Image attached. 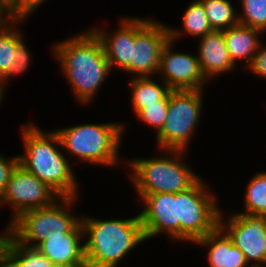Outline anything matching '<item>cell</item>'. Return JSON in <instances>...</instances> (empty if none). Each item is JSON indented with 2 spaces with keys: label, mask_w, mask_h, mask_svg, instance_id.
Segmentation results:
<instances>
[{
  "label": "cell",
  "mask_w": 266,
  "mask_h": 267,
  "mask_svg": "<svg viewBox=\"0 0 266 267\" xmlns=\"http://www.w3.org/2000/svg\"><path fill=\"white\" fill-rule=\"evenodd\" d=\"M200 38L197 57L207 80L209 77L229 72L236 66L229 55L222 31L213 30Z\"/></svg>",
  "instance_id": "cell-17"
},
{
  "label": "cell",
  "mask_w": 266,
  "mask_h": 267,
  "mask_svg": "<svg viewBox=\"0 0 266 267\" xmlns=\"http://www.w3.org/2000/svg\"><path fill=\"white\" fill-rule=\"evenodd\" d=\"M182 19L183 32H187L189 35H193V37H203L213 31L206 16L203 4L199 0H194L187 7L183 13Z\"/></svg>",
  "instance_id": "cell-24"
},
{
  "label": "cell",
  "mask_w": 266,
  "mask_h": 267,
  "mask_svg": "<svg viewBox=\"0 0 266 267\" xmlns=\"http://www.w3.org/2000/svg\"><path fill=\"white\" fill-rule=\"evenodd\" d=\"M57 196L59 199L52 188L18 164L6 184L0 205H11L14 210L13 220L26 210L51 206Z\"/></svg>",
  "instance_id": "cell-9"
},
{
  "label": "cell",
  "mask_w": 266,
  "mask_h": 267,
  "mask_svg": "<svg viewBox=\"0 0 266 267\" xmlns=\"http://www.w3.org/2000/svg\"><path fill=\"white\" fill-rule=\"evenodd\" d=\"M14 17L11 15L8 2L0 0V29L4 28Z\"/></svg>",
  "instance_id": "cell-30"
},
{
  "label": "cell",
  "mask_w": 266,
  "mask_h": 267,
  "mask_svg": "<svg viewBox=\"0 0 266 267\" xmlns=\"http://www.w3.org/2000/svg\"><path fill=\"white\" fill-rule=\"evenodd\" d=\"M250 71L254 74L260 75L266 78V47L260 45L255 53L252 62L248 66Z\"/></svg>",
  "instance_id": "cell-29"
},
{
  "label": "cell",
  "mask_w": 266,
  "mask_h": 267,
  "mask_svg": "<svg viewBox=\"0 0 266 267\" xmlns=\"http://www.w3.org/2000/svg\"><path fill=\"white\" fill-rule=\"evenodd\" d=\"M204 7L210 26L214 31L226 30L239 24V16L236 14L232 3L228 0H199Z\"/></svg>",
  "instance_id": "cell-22"
},
{
  "label": "cell",
  "mask_w": 266,
  "mask_h": 267,
  "mask_svg": "<svg viewBox=\"0 0 266 267\" xmlns=\"http://www.w3.org/2000/svg\"><path fill=\"white\" fill-rule=\"evenodd\" d=\"M202 91L171 90L169 92L167 116L163 127L157 133L156 142L160 149L185 151L199 121Z\"/></svg>",
  "instance_id": "cell-7"
},
{
  "label": "cell",
  "mask_w": 266,
  "mask_h": 267,
  "mask_svg": "<svg viewBox=\"0 0 266 267\" xmlns=\"http://www.w3.org/2000/svg\"><path fill=\"white\" fill-rule=\"evenodd\" d=\"M21 20L23 18H14L0 29V95L2 97L7 80L23 73L30 63L29 50L20 32L14 28Z\"/></svg>",
  "instance_id": "cell-15"
},
{
  "label": "cell",
  "mask_w": 266,
  "mask_h": 267,
  "mask_svg": "<svg viewBox=\"0 0 266 267\" xmlns=\"http://www.w3.org/2000/svg\"><path fill=\"white\" fill-rule=\"evenodd\" d=\"M222 212L219 214V226L231 238L233 244L244 254L247 263L266 265V215L232 214L224 224Z\"/></svg>",
  "instance_id": "cell-10"
},
{
  "label": "cell",
  "mask_w": 266,
  "mask_h": 267,
  "mask_svg": "<svg viewBox=\"0 0 266 267\" xmlns=\"http://www.w3.org/2000/svg\"><path fill=\"white\" fill-rule=\"evenodd\" d=\"M168 157L129 160L131 180L142 198L153 193H179L193 187L201 178L182 160L183 150H166ZM173 156V157H172Z\"/></svg>",
  "instance_id": "cell-4"
},
{
  "label": "cell",
  "mask_w": 266,
  "mask_h": 267,
  "mask_svg": "<svg viewBox=\"0 0 266 267\" xmlns=\"http://www.w3.org/2000/svg\"><path fill=\"white\" fill-rule=\"evenodd\" d=\"M141 18H123L120 28L113 35L104 32L103 29L92 30L100 38L110 69L114 65L123 71L130 65L132 59V45H135L136 34L150 21Z\"/></svg>",
  "instance_id": "cell-14"
},
{
  "label": "cell",
  "mask_w": 266,
  "mask_h": 267,
  "mask_svg": "<svg viewBox=\"0 0 266 267\" xmlns=\"http://www.w3.org/2000/svg\"><path fill=\"white\" fill-rule=\"evenodd\" d=\"M87 267H117L119 261L146 240L139 214L130 219L100 220L80 216Z\"/></svg>",
  "instance_id": "cell-3"
},
{
  "label": "cell",
  "mask_w": 266,
  "mask_h": 267,
  "mask_svg": "<svg viewBox=\"0 0 266 267\" xmlns=\"http://www.w3.org/2000/svg\"><path fill=\"white\" fill-rule=\"evenodd\" d=\"M241 2L243 14H240L239 24L265 32L266 0H241Z\"/></svg>",
  "instance_id": "cell-25"
},
{
  "label": "cell",
  "mask_w": 266,
  "mask_h": 267,
  "mask_svg": "<svg viewBox=\"0 0 266 267\" xmlns=\"http://www.w3.org/2000/svg\"><path fill=\"white\" fill-rule=\"evenodd\" d=\"M249 267V266H248ZM250 267H264L263 265H250ZM266 267V266H265Z\"/></svg>",
  "instance_id": "cell-31"
},
{
  "label": "cell",
  "mask_w": 266,
  "mask_h": 267,
  "mask_svg": "<svg viewBox=\"0 0 266 267\" xmlns=\"http://www.w3.org/2000/svg\"><path fill=\"white\" fill-rule=\"evenodd\" d=\"M18 164V156L7 159L0 155V198L5 190L6 184L8 183L12 172Z\"/></svg>",
  "instance_id": "cell-28"
},
{
  "label": "cell",
  "mask_w": 266,
  "mask_h": 267,
  "mask_svg": "<svg viewBox=\"0 0 266 267\" xmlns=\"http://www.w3.org/2000/svg\"><path fill=\"white\" fill-rule=\"evenodd\" d=\"M162 83L163 86L159 85L151 77H135L130 81L133 110L136 115L146 105L156 104L171 91L164 81Z\"/></svg>",
  "instance_id": "cell-21"
},
{
  "label": "cell",
  "mask_w": 266,
  "mask_h": 267,
  "mask_svg": "<svg viewBox=\"0 0 266 267\" xmlns=\"http://www.w3.org/2000/svg\"><path fill=\"white\" fill-rule=\"evenodd\" d=\"M46 0H9L8 6L11 15L14 18H26L32 12L34 13L37 6Z\"/></svg>",
  "instance_id": "cell-27"
},
{
  "label": "cell",
  "mask_w": 266,
  "mask_h": 267,
  "mask_svg": "<svg viewBox=\"0 0 266 267\" xmlns=\"http://www.w3.org/2000/svg\"><path fill=\"white\" fill-rule=\"evenodd\" d=\"M145 209L139 214L146 239L161 233L179 240L178 193H153L142 198Z\"/></svg>",
  "instance_id": "cell-13"
},
{
  "label": "cell",
  "mask_w": 266,
  "mask_h": 267,
  "mask_svg": "<svg viewBox=\"0 0 266 267\" xmlns=\"http://www.w3.org/2000/svg\"><path fill=\"white\" fill-rule=\"evenodd\" d=\"M208 246L210 267H248L244 254L235 246L227 233L218 225L212 232L195 241Z\"/></svg>",
  "instance_id": "cell-18"
},
{
  "label": "cell",
  "mask_w": 266,
  "mask_h": 267,
  "mask_svg": "<svg viewBox=\"0 0 266 267\" xmlns=\"http://www.w3.org/2000/svg\"><path fill=\"white\" fill-rule=\"evenodd\" d=\"M53 47L76 99L82 103L92 101L111 70L100 38L91 29Z\"/></svg>",
  "instance_id": "cell-1"
},
{
  "label": "cell",
  "mask_w": 266,
  "mask_h": 267,
  "mask_svg": "<svg viewBox=\"0 0 266 267\" xmlns=\"http://www.w3.org/2000/svg\"><path fill=\"white\" fill-rule=\"evenodd\" d=\"M206 187L200 179L190 189L178 193L179 240L195 242L219 225L221 209Z\"/></svg>",
  "instance_id": "cell-8"
},
{
  "label": "cell",
  "mask_w": 266,
  "mask_h": 267,
  "mask_svg": "<svg viewBox=\"0 0 266 267\" xmlns=\"http://www.w3.org/2000/svg\"><path fill=\"white\" fill-rule=\"evenodd\" d=\"M246 213L266 215V172H260L250 180L245 194ZM248 211V212H247Z\"/></svg>",
  "instance_id": "cell-23"
},
{
  "label": "cell",
  "mask_w": 266,
  "mask_h": 267,
  "mask_svg": "<svg viewBox=\"0 0 266 267\" xmlns=\"http://www.w3.org/2000/svg\"><path fill=\"white\" fill-rule=\"evenodd\" d=\"M124 127L118 123L83 124L54 131L61 147L82 161L114 166L119 163L118 149Z\"/></svg>",
  "instance_id": "cell-5"
},
{
  "label": "cell",
  "mask_w": 266,
  "mask_h": 267,
  "mask_svg": "<svg viewBox=\"0 0 266 267\" xmlns=\"http://www.w3.org/2000/svg\"><path fill=\"white\" fill-rule=\"evenodd\" d=\"M0 267H57L36 248L17 243L8 233L0 245Z\"/></svg>",
  "instance_id": "cell-20"
},
{
  "label": "cell",
  "mask_w": 266,
  "mask_h": 267,
  "mask_svg": "<svg viewBox=\"0 0 266 267\" xmlns=\"http://www.w3.org/2000/svg\"><path fill=\"white\" fill-rule=\"evenodd\" d=\"M21 129L25 155L18 156L19 165L46 183L59 197H77V180L71 165L54 146H62L58 134L44 133L34 124L22 125Z\"/></svg>",
  "instance_id": "cell-2"
},
{
  "label": "cell",
  "mask_w": 266,
  "mask_h": 267,
  "mask_svg": "<svg viewBox=\"0 0 266 267\" xmlns=\"http://www.w3.org/2000/svg\"><path fill=\"white\" fill-rule=\"evenodd\" d=\"M222 33L233 63L237 65L236 61L246 60V65L249 66L261 45L258 36L261 31L253 27L237 24L222 30Z\"/></svg>",
  "instance_id": "cell-19"
},
{
  "label": "cell",
  "mask_w": 266,
  "mask_h": 267,
  "mask_svg": "<svg viewBox=\"0 0 266 267\" xmlns=\"http://www.w3.org/2000/svg\"><path fill=\"white\" fill-rule=\"evenodd\" d=\"M84 236L80 221L69 233L49 236L35 248L57 267H87L85 245L80 243Z\"/></svg>",
  "instance_id": "cell-16"
},
{
  "label": "cell",
  "mask_w": 266,
  "mask_h": 267,
  "mask_svg": "<svg viewBox=\"0 0 266 267\" xmlns=\"http://www.w3.org/2000/svg\"><path fill=\"white\" fill-rule=\"evenodd\" d=\"M169 40V27L150 20L135 36L132 59L125 71L133 73L134 78L158 73L162 49Z\"/></svg>",
  "instance_id": "cell-12"
},
{
  "label": "cell",
  "mask_w": 266,
  "mask_h": 267,
  "mask_svg": "<svg viewBox=\"0 0 266 267\" xmlns=\"http://www.w3.org/2000/svg\"><path fill=\"white\" fill-rule=\"evenodd\" d=\"M169 31L170 40L162 49L158 73L163 74V81L171 90H202L208 80L203 75L198 57L172 52V43L181 36L182 29L169 27Z\"/></svg>",
  "instance_id": "cell-11"
},
{
  "label": "cell",
  "mask_w": 266,
  "mask_h": 267,
  "mask_svg": "<svg viewBox=\"0 0 266 267\" xmlns=\"http://www.w3.org/2000/svg\"><path fill=\"white\" fill-rule=\"evenodd\" d=\"M169 105V93L156 104L146 105L137 116L149 126L157 129V133L164 125Z\"/></svg>",
  "instance_id": "cell-26"
},
{
  "label": "cell",
  "mask_w": 266,
  "mask_h": 267,
  "mask_svg": "<svg viewBox=\"0 0 266 267\" xmlns=\"http://www.w3.org/2000/svg\"><path fill=\"white\" fill-rule=\"evenodd\" d=\"M59 199H62L60 204L55 201L49 207L30 209L20 213L11 220L9 230L7 229L8 234L17 243L35 248L49 236H63L69 233L81 221V218L74 217L69 212V207L75 202L76 197ZM35 241L37 243H34Z\"/></svg>",
  "instance_id": "cell-6"
}]
</instances>
